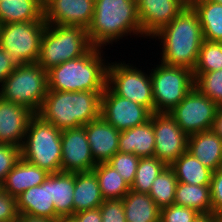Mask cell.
Masks as SVG:
<instances>
[{
  "instance_id": "1f68e13d",
  "label": "cell",
  "mask_w": 222,
  "mask_h": 222,
  "mask_svg": "<svg viewBox=\"0 0 222 222\" xmlns=\"http://www.w3.org/2000/svg\"><path fill=\"white\" fill-rule=\"evenodd\" d=\"M167 167L165 163L152 157H141L131 190L138 193H149L156 177Z\"/></svg>"
},
{
  "instance_id": "e575fe53",
  "label": "cell",
  "mask_w": 222,
  "mask_h": 222,
  "mask_svg": "<svg viewBox=\"0 0 222 222\" xmlns=\"http://www.w3.org/2000/svg\"><path fill=\"white\" fill-rule=\"evenodd\" d=\"M140 157L135 154H127L117 152L107 163L112 166L121 177L131 185L134 183V178Z\"/></svg>"
},
{
  "instance_id": "8fae6325",
  "label": "cell",
  "mask_w": 222,
  "mask_h": 222,
  "mask_svg": "<svg viewBox=\"0 0 222 222\" xmlns=\"http://www.w3.org/2000/svg\"><path fill=\"white\" fill-rule=\"evenodd\" d=\"M219 106L193 87L170 112V116L187 135L210 130Z\"/></svg>"
},
{
  "instance_id": "f1b7e54d",
  "label": "cell",
  "mask_w": 222,
  "mask_h": 222,
  "mask_svg": "<svg viewBox=\"0 0 222 222\" xmlns=\"http://www.w3.org/2000/svg\"><path fill=\"white\" fill-rule=\"evenodd\" d=\"M178 182L192 185H210L213 171L204 166L188 151L183 153L171 166Z\"/></svg>"
},
{
  "instance_id": "8d00e7d4",
  "label": "cell",
  "mask_w": 222,
  "mask_h": 222,
  "mask_svg": "<svg viewBox=\"0 0 222 222\" xmlns=\"http://www.w3.org/2000/svg\"><path fill=\"white\" fill-rule=\"evenodd\" d=\"M20 158L19 147L10 144H0V185Z\"/></svg>"
},
{
  "instance_id": "6da1fadb",
  "label": "cell",
  "mask_w": 222,
  "mask_h": 222,
  "mask_svg": "<svg viewBox=\"0 0 222 222\" xmlns=\"http://www.w3.org/2000/svg\"><path fill=\"white\" fill-rule=\"evenodd\" d=\"M150 40L159 41V61L194 70L204 41L199 16L192 6L183 10ZM161 46V47H160Z\"/></svg>"
},
{
  "instance_id": "7402d4cb",
  "label": "cell",
  "mask_w": 222,
  "mask_h": 222,
  "mask_svg": "<svg viewBox=\"0 0 222 222\" xmlns=\"http://www.w3.org/2000/svg\"><path fill=\"white\" fill-rule=\"evenodd\" d=\"M118 151L135 154L138 157H152L155 151L153 122L146 123L120 132Z\"/></svg>"
},
{
  "instance_id": "3957f363",
  "label": "cell",
  "mask_w": 222,
  "mask_h": 222,
  "mask_svg": "<svg viewBox=\"0 0 222 222\" xmlns=\"http://www.w3.org/2000/svg\"><path fill=\"white\" fill-rule=\"evenodd\" d=\"M104 50L94 46L83 56L52 67L48 70V89L68 92L104 91L109 64V56L105 55Z\"/></svg>"
},
{
  "instance_id": "603a6c76",
  "label": "cell",
  "mask_w": 222,
  "mask_h": 222,
  "mask_svg": "<svg viewBox=\"0 0 222 222\" xmlns=\"http://www.w3.org/2000/svg\"><path fill=\"white\" fill-rule=\"evenodd\" d=\"M73 197L74 214L98 208L104 198L93 170L75 173Z\"/></svg>"
},
{
  "instance_id": "c3c4849f",
  "label": "cell",
  "mask_w": 222,
  "mask_h": 222,
  "mask_svg": "<svg viewBox=\"0 0 222 222\" xmlns=\"http://www.w3.org/2000/svg\"><path fill=\"white\" fill-rule=\"evenodd\" d=\"M214 222H222V213L214 214Z\"/></svg>"
},
{
  "instance_id": "8992f818",
  "label": "cell",
  "mask_w": 222,
  "mask_h": 222,
  "mask_svg": "<svg viewBox=\"0 0 222 222\" xmlns=\"http://www.w3.org/2000/svg\"><path fill=\"white\" fill-rule=\"evenodd\" d=\"M93 47L84 27L47 24L37 63L48 71L68 60L83 56Z\"/></svg>"
},
{
  "instance_id": "836d02e7",
  "label": "cell",
  "mask_w": 222,
  "mask_h": 222,
  "mask_svg": "<svg viewBox=\"0 0 222 222\" xmlns=\"http://www.w3.org/2000/svg\"><path fill=\"white\" fill-rule=\"evenodd\" d=\"M194 79V87L218 106H222V69L194 75Z\"/></svg>"
},
{
  "instance_id": "4316f807",
  "label": "cell",
  "mask_w": 222,
  "mask_h": 222,
  "mask_svg": "<svg viewBox=\"0 0 222 222\" xmlns=\"http://www.w3.org/2000/svg\"><path fill=\"white\" fill-rule=\"evenodd\" d=\"M174 204L191 208L201 215L213 214L210 185L177 182Z\"/></svg>"
},
{
  "instance_id": "d590c367",
  "label": "cell",
  "mask_w": 222,
  "mask_h": 222,
  "mask_svg": "<svg viewBox=\"0 0 222 222\" xmlns=\"http://www.w3.org/2000/svg\"><path fill=\"white\" fill-rule=\"evenodd\" d=\"M200 215L191 208L172 204L161 209L160 222H194Z\"/></svg>"
},
{
  "instance_id": "f6af8a7d",
  "label": "cell",
  "mask_w": 222,
  "mask_h": 222,
  "mask_svg": "<svg viewBox=\"0 0 222 222\" xmlns=\"http://www.w3.org/2000/svg\"><path fill=\"white\" fill-rule=\"evenodd\" d=\"M194 222H214V214L200 215Z\"/></svg>"
},
{
  "instance_id": "83f0119b",
  "label": "cell",
  "mask_w": 222,
  "mask_h": 222,
  "mask_svg": "<svg viewBox=\"0 0 222 222\" xmlns=\"http://www.w3.org/2000/svg\"><path fill=\"white\" fill-rule=\"evenodd\" d=\"M206 41L222 42V4L211 0H199L192 5Z\"/></svg>"
},
{
  "instance_id": "9c48e42d",
  "label": "cell",
  "mask_w": 222,
  "mask_h": 222,
  "mask_svg": "<svg viewBox=\"0 0 222 222\" xmlns=\"http://www.w3.org/2000/svg\"><path fill=\"white\" fill-rule=\"evenodd\" d=\"M158 63L150 69L154 113H168L194 87L195 79L193 71L188 68Z\"/></svg>"
},
{
  "instance_id": "4fadbf2b",
  "label": "cell",
  "mask_w": 222,
  "mask_h": 222,
  "mask_svg": "<svg viewBox=\"0 0 222 222\" xmlns=\"http://www.w3.org/2000/svg\"><path fill=\"white\" fill-rule=\"evenodd\" d=\"M100 115L121 132L146 123L152 113L146 107L116 95L106 86L101 95Z\"/></svg>"
},
{
  "instance_id": "ba28073f",
  "label": "cell",
  "mask_w": 222,
  "mask_h": 222,
  "mask_svg": "<svg viewBox=\"0 0 222 222\" xmlns=\"http://www.w3.org/2000/svg\"><path fill=\"white\" fill-rule=\"evenodd\" d=\"M123 60L113 61L112 58L109 60L107 86L116 95L142 105L154 113L150 68L147 67L146 71L140 67V64L136 67L134 60H131V63Z\"/></svg>"
},
{
  "instance_id": "cb8c5ba5",
  "label": "cell",
  "mask_w": 222,
  "mask_h": 222,
  "mask_svg": "<svg viewBox=\"0 0 222 222\" xmlns=\"http://www.w3.org/2000/svg\"><path fill=\"white\" fill-rule=\"evenodd\" d=\"M75 173L57 172L50 174V194L58 217L73 216Z\"/></svg>"
},
{
  "instance_id": "484cf974",
  "label": "cell",
  "mask_w": 222,
  "mask_h": 222,
  "mask_svg": "<svg viewBox=\"0 0 222 222\" xmlns=\"http://www.w3.org/2000/svg\"><path fill=\"white\" fill-rule=\"evenodd\" d=\"M122 202L126 222H160L161 209L148 193L130 190Z\"/></svg>"
},
{
  "instance_id": "f35d334b",
  "label": "cell",
  "mask_w": 222,
  "mask_h": 222,
  "mask_svg": "<svg viewBox=\"0 0 222 222\" xmlns=\"http://www.w3.org/2000/svg\"><path fill=\"white\" fill-rule=\"evenodd\" d=\"M18 217L17 198L0 188V222H16Z\"/></svg>"
},
{
  "instance_id": "7bdbcfd3",
  "label": "cell",
  "mask_w": 222,
  "mask_h": 222,
  "mask_svg": "<svg viewBox=\"0 0 222 222\" xmlns=\"http://www.w3.org/2000/svg\"><path fill=\"white\" fill-rule=\"evenodd\" d=\"M212 129L222 139V106L218 108Z\"/></svg>"
},
{
  "instance_id": "ffe728a7",
  "label": "cell",
  "mask_w": 222,
  "mask_h": 222,
  "mask_svg": "<svg viewBox=\"0 0 222 222\" xmlns=\"http://www.w3.org/2000/svg\"><path fill=\"white\" fill-rule=\"evenodd\" d=\"M187 151L213 172L222 167V139L213 129L188 135Z\"/></svg>"
},
{
  "instance_id": "74e56055",
  "label": "cell",
  "mask_w": 222,
  "mask_h": 222,
  "mask_svg": "<svg viewBox=\"0 0 222 222\" xmlns=\"http://www.w3.org/2000/svg\"><path fill=\"white\" fill-rule=\"evenodd\" d=\"M99 207L102 222H126L122 199L104 200Z\"/></svg>"
},
{
  "instance_id": "d4e9b609",
  "label": "cell",
  "mask_w": 222,
  "mask_h": 222,
  "mask_svg": "<svg viewBox=\"0 0 222 222\" xmlns=\"http://www.w3.org/2000/svg\"><path fill=\"white\" fill-rule=\"evenodd\" d=\"M44 20L43 0L0 1V25Z\"/></svg>"
},
{
  "instance_id": "2e32d148",
  "label": "cell",
  "mask_w": 222,
  "mask_h": 222,
  "mask_svg": "<svg viewBox=\"0 0 222 222\" xmlns=\"http://www.w3.org/2000/svg\"><path fill=\"white\" fill-rule=\"evenodd\" d=\"M143 36L150 39L185 7L179 0H136Z\"/></svg>"
},
{
  "instance_id": "b9f144b4",
  "label": "cell",
  "mask_w": 222,
  "mask_h": 222,
  "mask_svg": "<svg viewBox=\"0 0 222 222\" xmlns=\"http://www.w3.org/2000/svg\"><path fill=\"white\" fill-rule=\"evenodd\" d=\"M73 216L77 222H102L100 207L82 211Z\"/></svg>"
},
{
  "instance_id": "9a60e30c",
  "label": "cell",
  "mask_w": 222,
  "mask_h": 222,
  "mask_svg": "<svg viewBox=\"0 0 222 222\" xmlns=\"http://www.w3.org/2000/svg\"><path fill=\"white\" fill-rule=\"evenodd\" d=\"M47 24L88 28L94 12L93 0H43Z\"/></svg>"
},
{
  "instance_id": "7dc6e473",
  "label": "cell",
  "mask_w": 222,
  "mask_h": 222,
  "mask_svg": "<svg viewBox=\"0 0 222 222\" xmlns=\"http://www.w3.org/2000/svg\"><path fill=\"white\" fill-rule=\"evenodd\" d=\"M185 6H192L195 2L199 0H179Z\"/></svg>"
},
{
  "instance_id": "7a4b0ae2",
  "label": "cell",
  "mask_w": 222,
  "mask_h": 222,
  "mask_svg": "<svg viewBox=\"0 0 222 222\" xmlns=\"http://www.w3.org/2000/svg\"><path fill=\"white\" fill-rule=\"evenodd\" d=\"M87 32L93 46L104 49L129 39V35L134 39H146L142 34L136 0H95Z\"/></svg>"
},
{
  "instance_id": "7c38bea8",
  "label": "cell",
  "mask_w": 222,
  "mask_h": 222,
  "mask_svg": "<svg viewBox=\"0 0 222 222\" xmlns=\"http://www.w3.org/2000/svg\"><path fill=\"white\" fill-rule=\"evenodd\" d=\"M155 134L154 156L171 166L187 151L188 135L182 131L169 113H152Z\"/></svg>"
},
{
  "instance_id": "ac0fdd59",
  "label": "cell",
  "mask_w": 222,
  "mask_h": 222,
  "mask_svg": "<svg viewBox=\"0 0 222 222\" xmlns=\"http://www.w3.org/2000/svg\"><path fill=\"white\" fill-rule=\"evenodd\" d=\"M84 127L95 162H108L118 152L120 131L101 115Z\"/></svg>"
},
{
  "instance_id": "30bf717a",
  "label": "cell",
  "mask_w": 222,
  "mask_h": 222,
  "mask_svg": "<svg viewBox=\"0 0 222 222\" xmlns=\"http://www.w3.org/2000/svg\"><path fill=\"white\" fill-rule=\"evenodd\" d=\"M45 20L15 22L0 25V47L20 64L38 62Z\"/></svg>"
},
{
  "instance_id": "e0dca14e",
  "label": "cell",
  "mask_w": 222,
  "mask_h": 222,
  "mask_svg": "<svg viewBox=\"0 0 222 222\" xmlns=\"http://www.w3.org/2000/svg\"><path fill=\"white\" fill-rule=\"evenodd\" d=\"M33 115L28 108L0 98V144L20 148Z\"/></svg>"
},
{
  "instance_id": "5bb4252c",
  "label": "cell",
  "mask_w": 222,
  "mask_h": 222,
  "mask_svg": "<svg viewBox=\"0 0 222 222\" xmlns=\"http://www.w3.org/2000/svg\"><path fill=\"white\" fill-rule=\"evenodd\" d=\"M61 145L63 172H87L97 165L92 156L84 126L62 130Z\"/></svg>"
},
{
  "instance_id": "ee69618b",
  "label": "cell",
  "mask_w": 222,
  "mask_h": 222,
  "mask_svg": "<svg viewBox=\"0 0 222 222\" xmlns=\"http://www.w3.org/2000/svg\"><path fill=\"white\" fill-rule=\"evenodd\" d=\"M22 222H54L53 220L41 217H33L29 215H22Z\"/></svg>"
},
{
  "instance_id": "f546056e",
  "label": "cell",
  "mask_w": 222,
  "mask_h": 222,
  "mask_svg": "<svg viewBox=\"0 0 222 222\" xmlns=\"http://www.w3.org/2000/svg\"><path fill=\"white\" fill-rule=\"evenodd\" d=\"M93 171L96 174L104 200L123 199L131 190L128 183L107 162L98 163Z\"/></svg>"
},
{
  "instance_id": "f907efd6",
  "label": "cell",
  "mask_w": 222,
  "mask_h": 222,
  "mask_svg": "<svg viewBox=\"0 0 222 222\" xmlns=\"http://www.w3.org/2000/svg\"><path fill=\"white\" fill-rule=\"evenodd\" d=\"M211 1H214V2L222 4V0H211Z\"/></svg>"
},
{
  "instance_id": "d6986e66",
  "label": "cell",
  "mask_w": 222,
  "mask_h": 222,
  "mask_svg": "<svg viewBox=\"0 0 222 222\" xmlns=\"http://www.w3.org/2000/svg\"><path fill=\"white\" fill-rule=\"evenodd\" d=\"M17 210L19 215L47 218L53 221L58 218L51 200L50 174L41 185L31 187L17 197Z\"/></svg>"
},
{
  "instance_id": "ab89813d",
  "label": "cell",
  "mask_w": 222,
  "mask_h": 222,
  "mask_svg": "<svg viewBox=\"0 0 222 222\" xmlns=\"http://www.w3.org/2000/svg\"><path fill=\"white\" fill-rule=\"evenodd\" d=\"M210 194L213 214L222 213V167L212 173Z\"/></svg>"
},
{
  "instance_id": "5b68a950",
  "label": "cell",
  "mask_w": 222,
  "mask_h": 222,
  "mask_svg": "<svg viewBox=\"0 0 222 222\" xmlns=\"http://www.w3.org/2000/svg\"><path fill=\"white\" fill-rule=\"evenodd\" d=\"M21 158L48 173L62 171L61 130L34 114L20 147Z\"/></svg>"
},
{
  "instance_id": "bcb514c9",
  "label": "cell",
  "mask_w": 222,
  "mask_h": 222,
  "mask_svg": "<svg viewBox=\"0 0 222 222\" xmlns=\"http://www.w3.org/2000/svg\"><path fill=\"white\" fill-rule=\"evenodd\" d=\"M54 222H77L74 216H61L54 220Z\"/></svg>"
},
{
  "instance_id": "44dd1931",
  "label": "cell",
  "mask_w": 222,
  "mask_h": 222,
  "mask_svg": "<svg viewBox=\"0 0 222 222\" xmlns=\"http://www.w3.org/2000/svg\"><path fill=\"white\" fill-rule=\"evenodd\" d=\"M50 173L20 158L6 175L0 188L17 198L31 187L41 185Z\"/></svg>"
},
{
  "instance_id": "681fc988",
  "label": "cell",
  "mask_w": 222,
  "mask_h": 222,
  "mask_svg": "<svg viewBox=\"0 0 222 222\" xmlns=\"http://www.w3.org/2000/svg\"><path fill=\"white\" fill-rule=\"evenodd\" d=\"M16 222H22V215H19L18 220Z\"/></svg>"
},
{
  "instance_id": "52a82bcc",
  "label": "cell",
  "mask_w": 222,
  "mask_h": 222,
  "mask_svg": "<svg viewBox=\"0 0 222 222\" xmlns=\"http://www.w3.org/2000/svg\"><path fill=\"white\" fill-rule=\"evenodd\" d=\"M48 90V71L38 63L20 64L0 84V98L37 114Z\"/></svg>"
},
{
  "instance_id": "277c9868",
  "label": "cell",
  "mask_w": 222,
  "mask_h": 222,
  "mask_svg": "<svg viewBox=\"0 0 222 222\" xmlns=\"http://www.w3.org/2000/svg\"><path fill=\"white\" fill-rule=\"evenodd\" d=\"M103 92L48 90L37 114L61 131L81 127L100 116Z\"/></svg>"
},
{
  "instance_id": "d6a6232c",
  "label": "cell",
  "mask_w": 222,
  "mask_h": 222,
  "mask_svg": "<svg viewBox=\"0 0 222 222\" xmlns=\"http://www.w3.org/2000/svg\"><path fill=\"white\" fill-rule=\"evenodd\" d=\"M222 69V42H211L204 40L193 75H201L205 72Z\"/></svg>"
},
{
  "instance_id": "60d3db41",
  "label": "cell",
  "mask_w": 222,
  "mask_h": 222,
  "mask_svg": "<svg viewBox=\"0 0 222 222\" xmlns=\"http://www.w3.org/2000/svg\"><path fill=\"white\" fill-rule=\"evenodd\" d=\"M18 64L0 47V84L12 73Z\"/></svg>"
},
{
  "instance_id": "4dcf8cb0",
  "label": "cell",
  "mask_w": 222,
  "mask_h": 222,
  "mask_svg": "<svg viewBox=\"0 0 222 222\" xmlns=\"http://www.w3.org/2000/svg\"><path fill=\"white\" fill-rule=\"evenodd\" d=\"M177 182L175 172L170 166L154 180L148 194L160 209L174 204Z\"/></svg>"
}]
</instances>
